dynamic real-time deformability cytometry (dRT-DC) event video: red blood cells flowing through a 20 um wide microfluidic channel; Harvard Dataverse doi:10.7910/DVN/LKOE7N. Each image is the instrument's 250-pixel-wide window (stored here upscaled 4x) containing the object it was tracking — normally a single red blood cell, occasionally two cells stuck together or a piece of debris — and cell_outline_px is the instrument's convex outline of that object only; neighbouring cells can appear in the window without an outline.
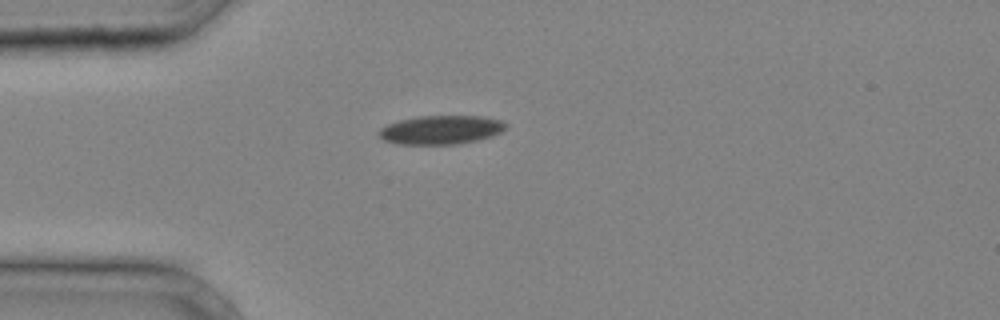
{"species": "common noctule bat (a hibernating species)", "species_latin": "Nyctalus noctula", "temperature_condition": "cold", "stored_images_in_passage": 28, "camera_frame_rate_fps": 3000, "um_per_image_px": 0.085, "animal": {"sex": "male", "body_mass_g": 20.4}, "frame": {"image": 1, "passage_image": 1, "time_ms": 0.0, "image_size_px": [1000, 320], "cell_outline_px": [[508, 124], [500, 132], [492, 136], [476, 140], [456, 144], [400, 144], [384, 140], [376, 132], [380, 128], [388, 124], [400, 120], [420, 116], [484, 116], [500, 120]], "centroid_in_image_um": [37.47, 11.03], "position_along_channel_um": 47.5, "area_um2": 21.15}}
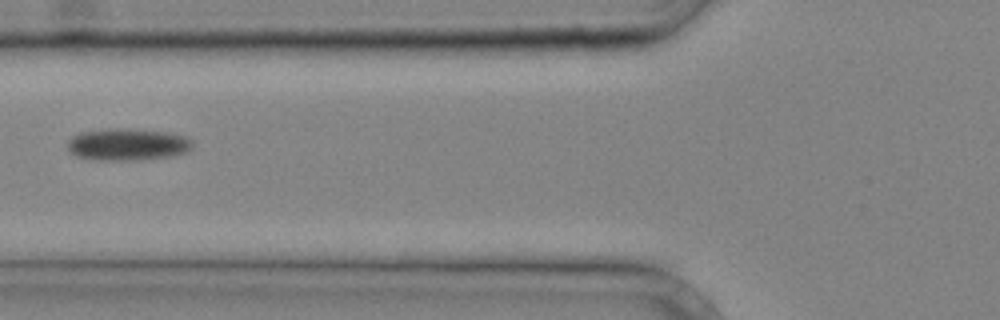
{"frame": {"image": 2, "passage_image": 6, "time_ms": 1.667, "image_size_px": [1000, 320], "cell_outline_px": [[192, 148], [188, 152], [172, 156], [128, 160], [92, 160], [76, 156], [68, 148], [68, 140], [72, 136], [80, 132], [108, 128], [116, 128], [168, 132], [188, 136], [192, 140]], "centroid_in_image_um": [10.85, 12.27], "position_along_channel_um": 114.9, "area_um2": 23.41}}
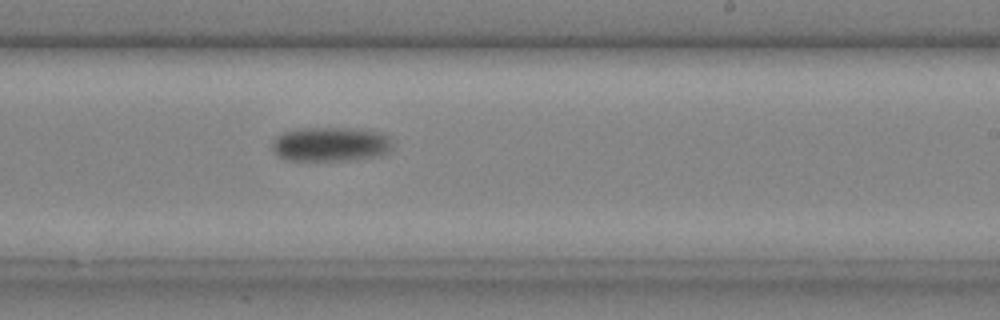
{"frame": {"image": 3, "passage_image": 15, "time_ms": 4.667, "image_size_px": [1000, 320], "cell_outline_px": [[396, 148], [392, 152], [380, 156], [348, 160], [284, 160], [272, 152], [272, 140], [276, 136], [284, 132], [300, 128], [352, 128], [380, 132], [392, 136]], "centroid_in_image_um": [28.18, 12.26], "position_along_channel_um": 260.8, "area_um2": 24.85}}